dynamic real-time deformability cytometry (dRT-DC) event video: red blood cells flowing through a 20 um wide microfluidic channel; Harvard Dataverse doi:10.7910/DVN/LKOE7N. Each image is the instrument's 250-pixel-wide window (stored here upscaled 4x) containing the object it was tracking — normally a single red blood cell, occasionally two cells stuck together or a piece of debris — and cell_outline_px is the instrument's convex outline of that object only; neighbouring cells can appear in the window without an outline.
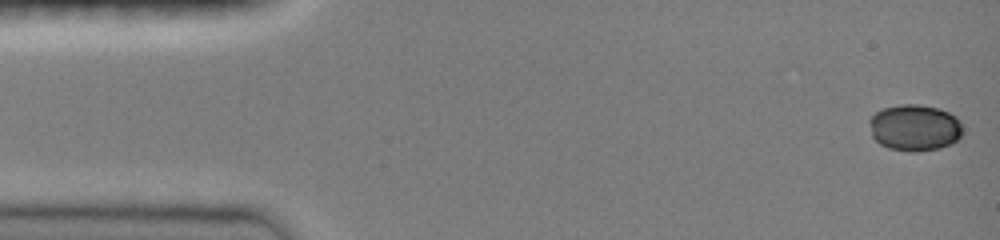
{"species": "common noctule bat (a hibernating species)", "species_latin": "Nyctalus noctula", "temperature_condition": "room temperature", "stored_images_in_passage": 47, "camera_frame_rate_fps": 3000, "um_per_image_px": 0.085, "animal": {"sex": "female", "body_mass_g": 19.0, "forearm_length_mm": 51.5}, "frame": {"image": 1, "passage_image": 1, "time_ms": 0.0, "image_size_px": [1000, 240], "cell_outline_px": [[960, 136], [952, 144], [940, 148], [916, 152], [908, 152], [888, 148], [880, 144], [872, 136], [868, 120], [876, 112], [884, 108], [900, 104], [916, 104], [940, 108], [956, 116], [960, 124]], "centroid_in_image_um": [77.72, 10.86], "position_along_channel_um": 7.3, "area_um2": 25.32}}
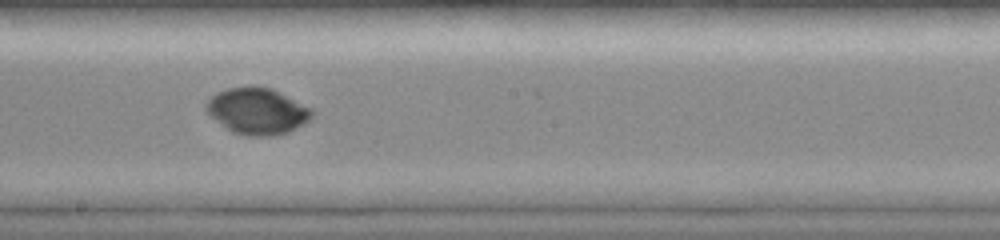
{"frame": {"image": 2, "passage_image": 26, "time_ms": 8.333, "image_size_px": [1000, 240], "cell_outline_px": [[316, 112], [304, 124], [288, 132], [272, 136], [248, 136], [232, 132], [212, 116], [204, 108], [204, 104], [216, 92], [228, 88], [252, 84], [272, 88], [312, 108]], "centroid_in_image_um": [21.89, 9.42], "position_along_channel_um": 226.3, "area_um2": 28.84}}
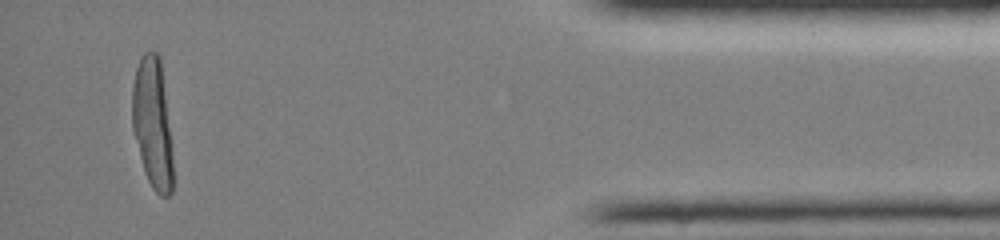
{"frame": {"image": 3, "passage_image": 44, "time_ms": 14.333, "image_size_px": [1000, 240], "cell_outline_px": [[172, 192], [168, 196], [160, 196], [152, 188], [144, 172], [132, 128], [132, 84], [136, 68], [140, 56], [148, 48], [156, 52], [160, 56], [172, 156]], "centroid_in_image_um": [12.93, 10.44], "position_along_channel_um": 422.3, "area_um2": 30.81}}